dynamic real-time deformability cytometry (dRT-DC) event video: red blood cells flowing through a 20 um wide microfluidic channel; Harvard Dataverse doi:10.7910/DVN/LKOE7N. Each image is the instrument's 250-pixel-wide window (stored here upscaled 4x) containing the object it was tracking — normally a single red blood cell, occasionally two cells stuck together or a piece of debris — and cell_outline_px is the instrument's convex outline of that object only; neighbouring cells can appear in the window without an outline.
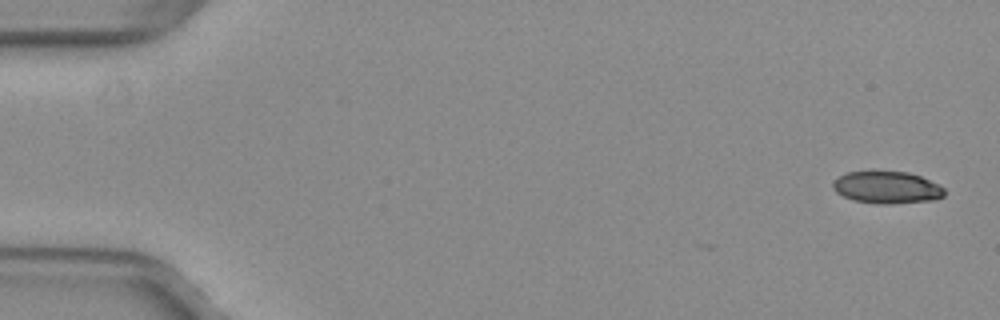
{"species": "common noctule bat (a hibernating species)", "species_latin": "Nyctalus noctula", "temperature_condition": "warm", "stored_images_in_passage": 7, "camera_frame_rate_fps": 3000, "um_per_image_px": 0.085, "animal": {"sex": "female", "body_mass_g": 29.2, "forearm_length_mm": 56.3}, "frame": {"image": 1, "passage_image": 2, "time_ms": 0.333, "image_size_px": [1000, 320], "cell_outline_px": [[944, 196], [936, 200], [892, 204], [876, 204], [852, 200], [836, 192], [832, 188], [832, 184], [840, 176], [848, 172], [872, 168], [908, 172], [920, 176], [944, 188]], "centroid_in_image_um": [75.35, 15.9], "position_along_channel_um": 9.6, "area_um2": 21.62}}